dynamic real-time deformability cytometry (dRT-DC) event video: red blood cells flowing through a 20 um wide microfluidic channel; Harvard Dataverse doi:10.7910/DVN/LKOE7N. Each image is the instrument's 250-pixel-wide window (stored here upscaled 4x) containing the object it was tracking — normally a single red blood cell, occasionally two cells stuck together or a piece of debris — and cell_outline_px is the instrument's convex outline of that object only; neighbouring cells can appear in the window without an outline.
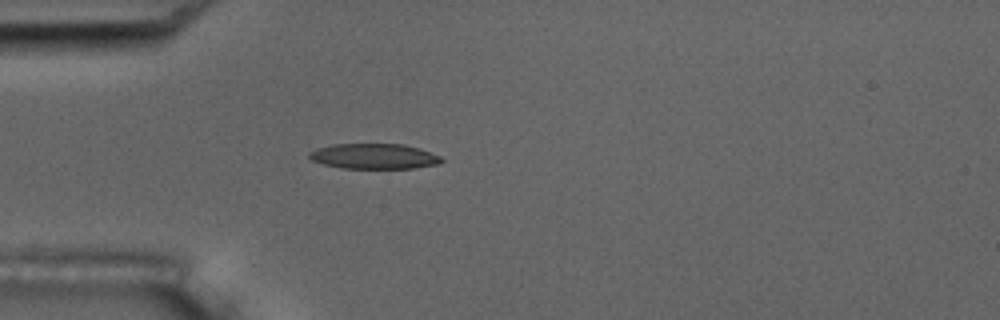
{"species": "common noctule bat (a hibernating species)", "species_latin": "Nyctalus noctula", "temperature_condition": "room temperature", "stored_images_in_passage": 1, "camera_frame_rate_fps": 3000, "um_per_image_px": 0.085, "animal": {"sex": "male", "body_mass_g": 17.5, "forearm_length_mm": 52.3}, "frame": {"image": 1, "passage_image": 1, "time_ms": 0.0, "image_size_px": [1000, 320], "cell_outline_px": [[444, 160], [440, 164], [412, 168], [340, 168], [324, 164], [312, 160], [308, 156], [308, 152], [316, 148], [332, 144], [404, 144], [420, 148], [440, 156]], "centroid_in_image_um": [31.79, 13.28], "position_along_channel_um": 53.2, "area_um2": 19.59}}